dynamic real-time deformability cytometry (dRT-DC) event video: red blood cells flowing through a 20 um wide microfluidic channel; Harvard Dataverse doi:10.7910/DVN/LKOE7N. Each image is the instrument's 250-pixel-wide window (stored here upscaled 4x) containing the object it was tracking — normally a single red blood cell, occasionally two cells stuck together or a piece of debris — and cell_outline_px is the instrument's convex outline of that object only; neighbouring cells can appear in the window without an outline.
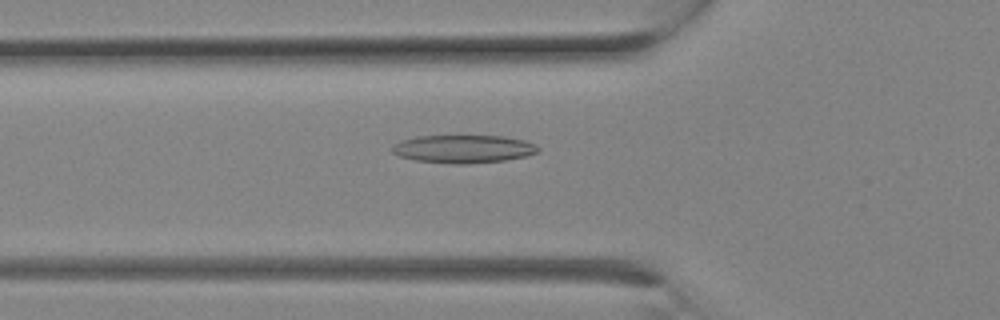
{"species": "Egyptian fruit bat (a non-hibernating species)", "species_latin": "Rousettus aegyptiacus", "temperature_condition": "room temperature", "stored_images_in_passage": 9, "camera_frame_rate_fps": 3000, "um_per_image_px": 0.085, "animal": {"sex": "female"}, "frame": {"image": 1, "passage_image": 7, "time_ms": 2.0, "image_size_px": [1000, 320], "cell_outline_px": [[540, 152], [524, 156], [504, 160], [464, 164], [452, 164], [416, 160], [400, 156], [392, 152], [392, 144], [400, 140], [416, 136], [504, 136], [524, 140], [536, 144], [540, 148]], "centroid_in_image_um": [39.38, 12.65], "position_along_channel_um": 86.4, "area_um2": 23.87}}
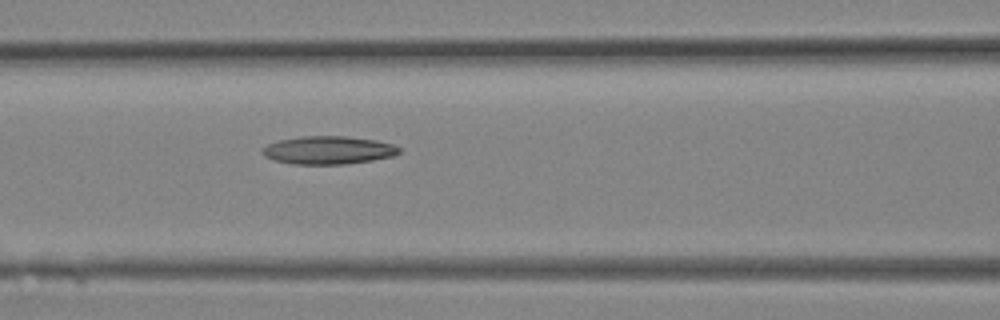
{"frame": {"image": 2, "passage_image": 9, "time_ms": 2.667, "image_size_px": [1000, 320], "cell_outline_px": [[400, 152], [392, 156], [372, 160], [344, 164], [292, 164], [272, 160], [264, 156], [260, 152], [260, 148], [276, 140], [300, 136], [344, 136], [376, 140], [392, 144], [400, 148]], "centroid_in_image_um": [27.83, 12.76], "position_along_channel_um": 138.8, "area_um2": 22.54}}